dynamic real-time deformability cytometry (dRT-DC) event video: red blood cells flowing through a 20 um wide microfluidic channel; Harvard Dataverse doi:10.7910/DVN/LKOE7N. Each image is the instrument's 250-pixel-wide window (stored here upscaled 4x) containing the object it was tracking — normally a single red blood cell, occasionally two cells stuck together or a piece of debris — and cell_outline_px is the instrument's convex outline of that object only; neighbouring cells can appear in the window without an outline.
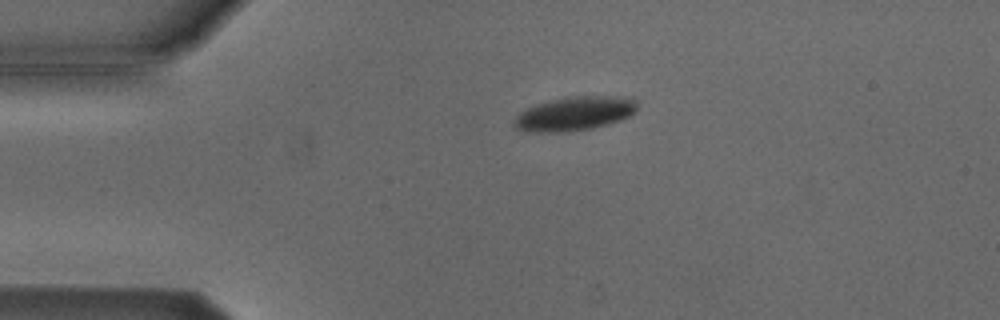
{"species": "Egyptian fruit bat (a non-hibernating species)", "species_latin": "Rousettus aegyptiacus", "temperature_condition": "cold", "stored_images_in_passage": 43, "camera_frame_rate_fps": 3000, "um_per_image_px": 0.085, "animal": {"sex": "male"}, "frame": {"image": 1, "passage_image": 1, "time_ms": 0.0, "image_size_px": [1000, 320], "cell_outline_px": [[636, 112], [620, 120], [608, 124], [592, 128], [564, 132], [540, 132], [516, 128], [512, 124], [512, 120], [524, 108], [536, 104], [564, 96], [632, 96], [636, 100]], "centroid_in_image_um": [48.85, 9.63], "position_along_channel_um": 36.2, "area_um2": 24.62}}
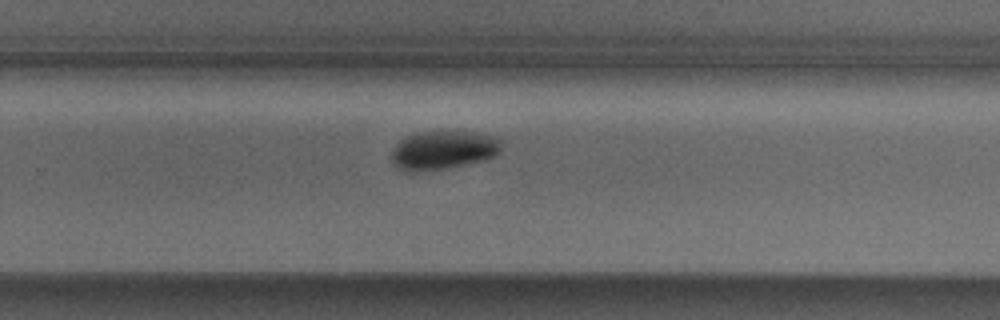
{"frame": {"image": 2, "passage_image": 24, "time_ms": 7.667, "image_size_px": [1000, 320], "cell_outline_px": [[500, 152], [496, 156], [484, 160], [444, 168], [416, 172], [408, 172], [396, 168], [392, 164], [392, 148], [400, 140], [416, 132], [476, 132], [496, 136], [500, 140]], "centroid_in_image_um": [37.65, 12.76], "position_along_channel_um": 292.2, "area_um2": 24.8}}
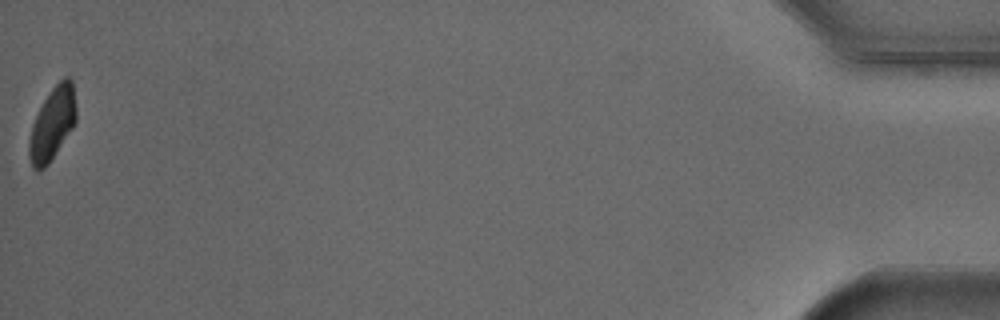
{"frame": {"image": 3, "passage_image": 43, "time_ms": 14.0, "image_size_px": [1000, 320], "cell_outline_px": [[76, 120], [72, 128], [48, 164], [40, 172], [36, 172], [32, 168], [28, 156], [28, 140], [32, 124], [44, 100], [52, 88], [64, 76], [68, 76], [72, 80], [76, 108]], "centroid_in_image_um": [4.43, 10.55], "position_along_channel_um": 430.8, "area_um2": 19.94}, "authors_computed_cell_mechanics": {"area_um2": 24.4494, "velocity_mm_per_s": 3.8155, "shape_relaxation_time_tau1_ms": 1.5343, "shape_relaxation_time_tau2_ms": null, "deformation_change_tau1": 0.1031, "deformation_change_tau2": null}}